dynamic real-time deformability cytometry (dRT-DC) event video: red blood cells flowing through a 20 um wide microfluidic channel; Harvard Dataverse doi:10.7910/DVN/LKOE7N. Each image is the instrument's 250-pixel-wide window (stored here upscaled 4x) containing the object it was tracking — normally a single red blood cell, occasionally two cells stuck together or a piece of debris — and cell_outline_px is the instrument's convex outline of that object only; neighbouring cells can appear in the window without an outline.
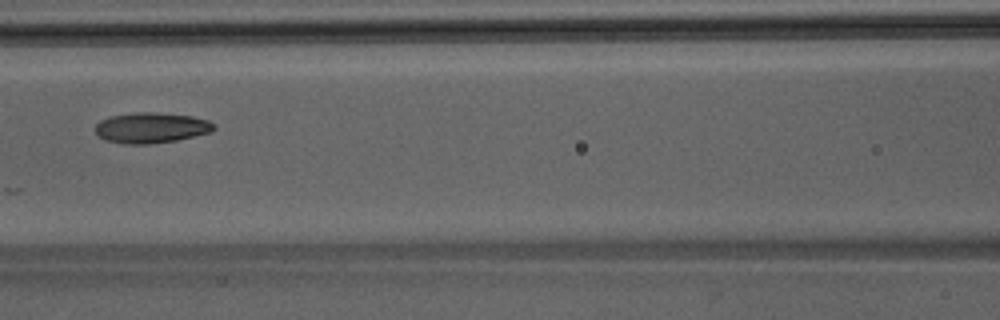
{"species": "Egyptian fruit bat (a non-hibernating species)", "species_latin": "Rousettus aegyptiacus", "temperature_condition": "room temperature", "stored_images_in_passage": 40, "camera_frame_rate_fps": 3000, "um_per_image_px": 0.085, "animal": {"sex": "male"}, "frame": {"image": 1, "passage_image": 14, "time_ms": 4.333, "image_size_px": [1000, 320], "cell_outline_px": [[216, 128], [212, 132], [176, 140], [152, 144], [124, 144], [104, 140], [96, 132], [96, 124], [100, 120], [112, 116], [136, 112], [156, 112], [192, 116], [208, 120], [216, 124]], "centroid_in_image_um": [12.88, 10.86], "position_along_channel_um": 153.7, "area_um2": 21.21}}
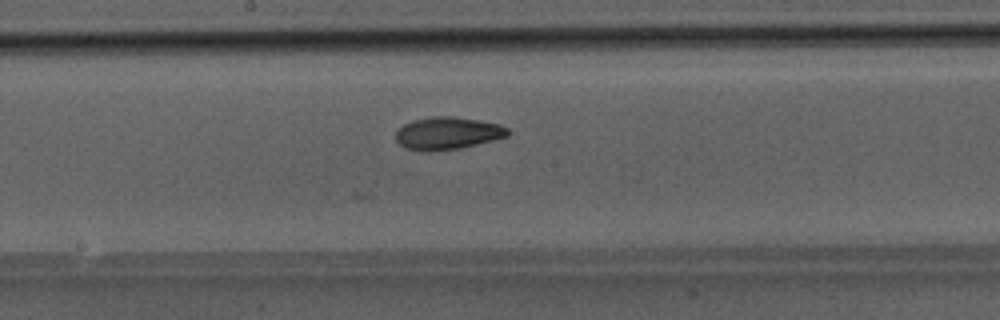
{"frame": {"image": 2, "passage_image": 18, "time_ms": 5.667, "image_size_px": [1000, 320], "cell_outline_px": [[508, 136], [460, 148], [424, 152], [404, 148], [396, 140], [396, 128], [412, 120], [432, 116], [452, 116], [480, 120], [500, 124], [508, 128]], "centroid_in_image_um": [38.0, 11.32], "position_along_channel_um": 210.2, "area_um2": 21.33}}
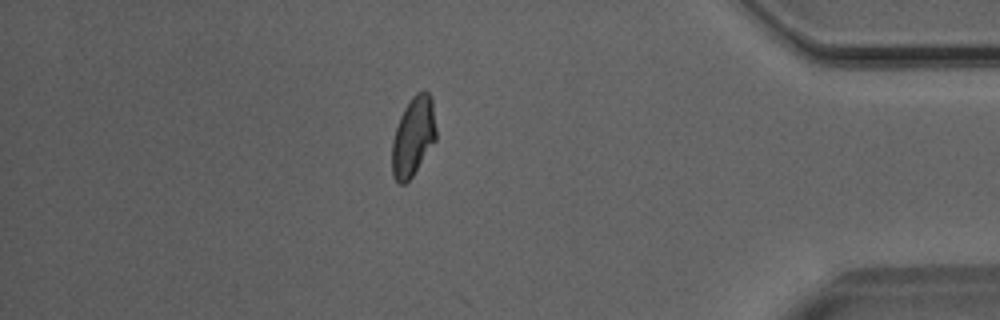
{"frame": {"image": 3, "passage_image": 34, "time_ms": 11.0, "image_size_px": [1000, 320], "cell_outline_px": [[436, 140], [412, 176], [404, 184], [400, 184], [392, 176], [392, 140], [400, 116], [404, 108], [412, 96], [416, 92], [424, 88], [428, 92], [432, 100], [436, 128]], "centroid_in_image_um": [35.12, 11.57], "position_along_channel_um": 400.1, "area_um2": 20.4}}